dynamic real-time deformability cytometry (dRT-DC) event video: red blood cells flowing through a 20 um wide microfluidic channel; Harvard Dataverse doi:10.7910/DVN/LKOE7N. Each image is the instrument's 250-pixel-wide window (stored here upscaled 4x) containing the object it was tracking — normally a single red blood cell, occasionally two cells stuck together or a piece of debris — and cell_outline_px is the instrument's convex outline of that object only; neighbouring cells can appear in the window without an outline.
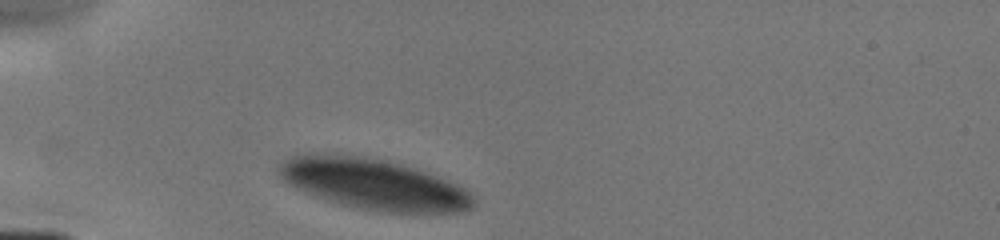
{"species": "human", "species_latin": "Homo sapiens", "temperature_condition": "cold", "stored_images_in_passage": 5, "camera_frame_rate_fps": 3000, "um_per_image_px": 0.085, "donor": {"sex": "male"}, "frame": {"image": 1, "passage_image": 1, "time_ms": 0.0, "image_size_px": [1000, 240], "cell_outline_px": [[476, 204], [472, 208], [460, 212], [380, 212], [340, 204], [324, 200], [296, 188], [288, 184], [276, 172], [276, 168], [284, 160], [296, 152], [308, 152], [356, 156], [388, 160], [428, 172], [456, 184], [464, 188], [476, 200]], "centroid_in_image_um": [31.69, 15.63], "position_along_channel_um": 53.3, "area_um2": 57.92}}
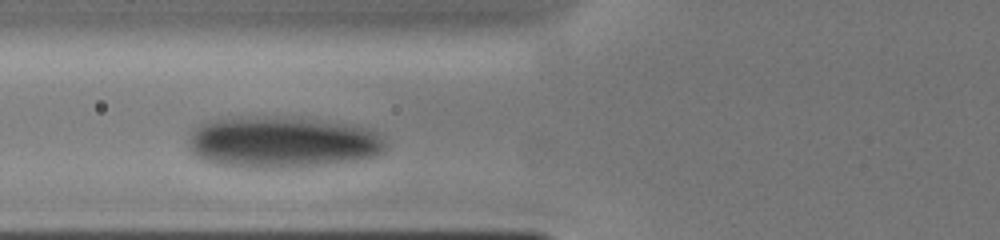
{"frame": {"image": 2, "passage_image": 3, "time_ms": 1.667, "image_size_px": [1000, 240], "cell_outline_px": [[388, 148], [384, 152], [376, 156], [356, 160], [300, 168], [240, 168], [216, 164], [204, 160], [196, 156], [188, 148], [188, 140], [196, 124], [204, 120], [228, 116], [300, 116], [352, 124], [368, 128], [384, 136], [388, 144]], "centroid_in_image_um": [23.99, 12.06], "position_along_channel_um": 101.8, "area_um2": 61.56}}
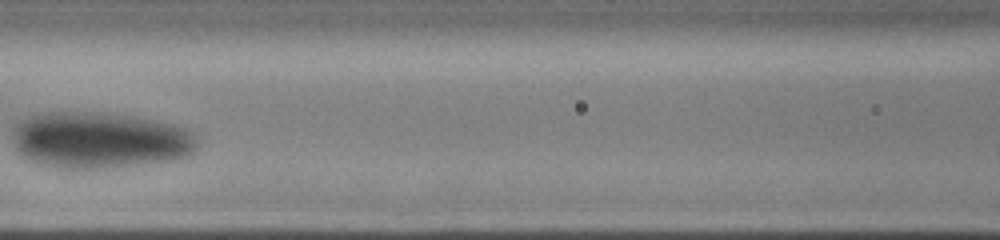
{"frame": {"image": 3, "passage_image": 5, "time_ms": 3.0, "image_size_px": [1000, 240], "cell_outline_px": [[200, 144], [196, 152], [188, 156], [176, 160], [116, 168], [56, 168], [36, 164], [16, 156], [12, 148], [12, 124], [36, 112], [108, 112], [132, 116], [172, 124], [196, 132]], "centroid_in_image_um": [8.42, 11.93], "position_along_channel_um": 158.2, "area_um2": 62.94}}